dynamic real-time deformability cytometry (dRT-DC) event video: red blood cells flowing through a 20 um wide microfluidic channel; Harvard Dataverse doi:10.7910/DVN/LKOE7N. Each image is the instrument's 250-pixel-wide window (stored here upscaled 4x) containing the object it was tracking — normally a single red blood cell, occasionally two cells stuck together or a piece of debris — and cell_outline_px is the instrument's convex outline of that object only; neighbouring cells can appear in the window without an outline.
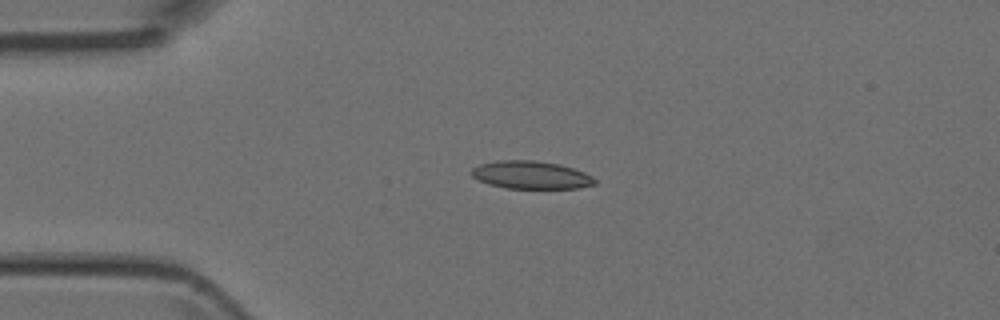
{"species": "Egyptian fruit bat (a non-hibernating species)", "species_latin": "Rousettus aegyptiacus", "temperature_condition": "room temperature", "stored_images_in_passage": 5, "camera_frame_rate_fps": 3000, "um_per_image_px": 0.085, "animal": {"sex": "female"}, "frame": {"image": 1, "passage_image": 4, "time_ms": 3.667, "image_size_px": [1000, 320], "cell_outline_px": [[596, 184], [580, 188], [508, 188], [488, 184], [472, 176], [468, 172], [472, 168], [480, 164], [500, 160], [536, 160], [560, 164], [584, 172], [592, 176], [596, 180]], "centroid_in_image_um": [45.13, 14.86], "position_along_channel_um": 39.9, "area_um2": 20.06}}